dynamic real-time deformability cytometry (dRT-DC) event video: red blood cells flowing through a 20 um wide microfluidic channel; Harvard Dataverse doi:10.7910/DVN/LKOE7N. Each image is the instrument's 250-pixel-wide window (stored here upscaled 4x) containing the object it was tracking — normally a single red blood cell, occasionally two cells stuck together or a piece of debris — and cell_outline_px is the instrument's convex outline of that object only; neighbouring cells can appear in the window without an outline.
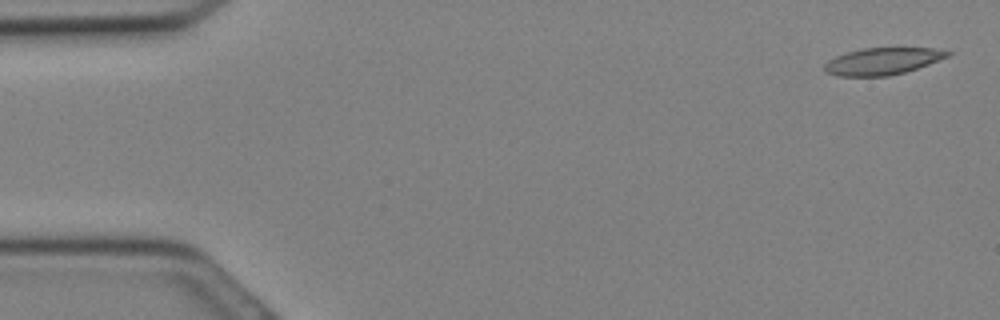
{"species": "Egyptian fruit bat (a non-hibernating species)", "species_latin": "Rousettus aegyptiacus", "temperature_condition": "cold", "stored_images_in_passage": 22, "camera_frame_rate_fps": 3000, "um_per_image_px": 0.085, "animal": {"sex": "female"}, "frame": {"image": 1, "passage_image": 1, "time_ms": 0.0, "image_size_px": [1000, 320], "cell_outline_px": [[952, 52], [948, 56], [928, 64], [904, 72], [888, 76], [840, 76], [828, 72], [824, 68], [824, 64], [828, 60], [836, 56], [848, 52], [864, 48], [932, 48]], "centroid_in_image_um": [75.0, 5.2], "position_along_channel_um": 10.0, "area_um2": 18.96}}
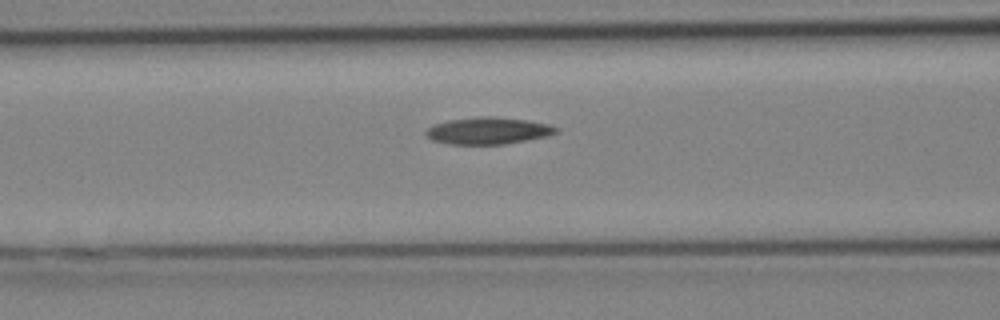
{"frame": {"image": 2, "passage_image": 12, "time_ms": 3.667, "image_size_px": [1000, 320], "cell_outline_px": [[556, 132], [548, 136], [504, 144], [448, 144], [432, 140], [424, 132], [432, 124], [448, 120], [476, 116], [492, 116], [528, 120], [548, 124], [556, 128]], "centroid_in_image_um": [41.44, 11.1], "position_along_channel_um": 125.2, "area_um2": 20.4}}
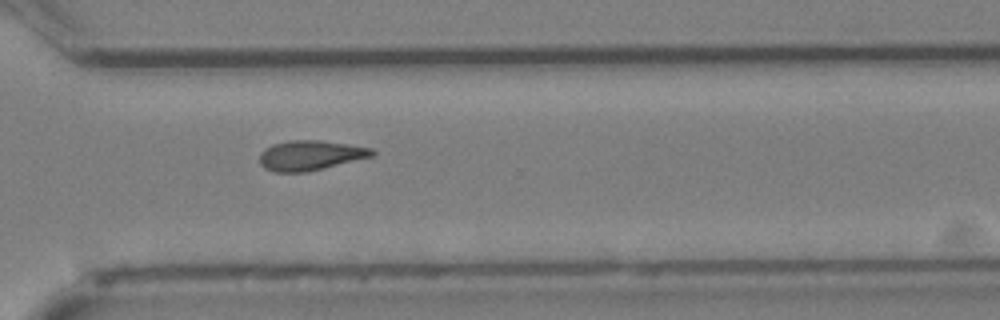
{"frame": {"image": 3, "passage_image": 22, "time_ms": 7.0, "image_size_px": [1000, 320], "cell_outline_px": [[376, 156], [308, 172], [276, 172], [264, 168], [260, 164], [260, 152], [264, 148], [272, 144], [288, 140], [320, 140], [372, 148], [376, 152]], "centroid_in_image_um": [26.39, 13.21], "position_along_channel_um": 344.2, "area_um2": 19.88}}